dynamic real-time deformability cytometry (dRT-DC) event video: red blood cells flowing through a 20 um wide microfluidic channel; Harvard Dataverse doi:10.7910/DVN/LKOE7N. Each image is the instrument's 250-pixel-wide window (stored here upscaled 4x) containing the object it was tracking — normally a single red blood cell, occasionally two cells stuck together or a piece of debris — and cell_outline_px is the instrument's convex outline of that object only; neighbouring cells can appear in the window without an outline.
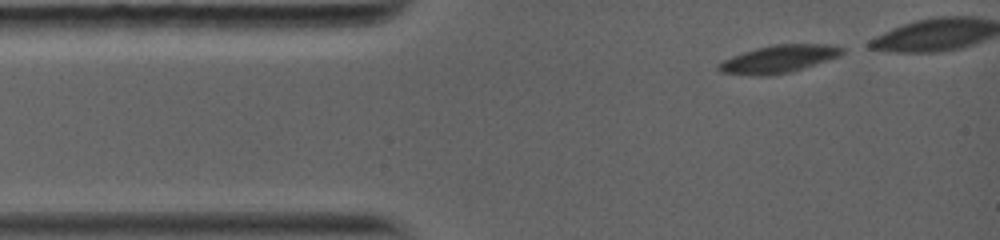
{"species": "common noctule bat (a hibernating species)", "species_latin": "Nyctalus noctula", "temperature_condition": "warm", "stored_images_in_passage": 37, "camera_frame_rate_fps": 5000, "um_per_image_px": 0.085, "animal": {"sex": "female", "body_mass_g": 19.0, "forearm_length_mm": 56.7}, "frame": {"image": 1, "passage_image": 1, "time_ms": 0.0, "image_size_px": [1000, 240], "cell_outline_px": [[844, 52], [840, 56], [792, 72], [768, 76], [752, 76], [720, 72], [716, 68], [716, 64], [732, 56], [756, 48], [772, 44], [832, 44], [844, 48]], "centroid_in_image_um": [66.18, 5.02], "position_along_channel_um": 18.8, "area_um2": 20.17}}
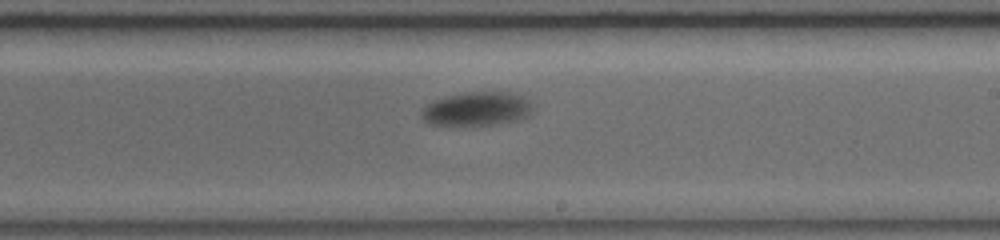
{"frame": {"image": 2, "passage_image": 19, "time_ms": 7.2, "image_size_px": [1000, 240], "cell_outline_px": [[532, 108], [528, 116], [516, 120], [500, 124], [432, 124], [424, 120], [420, 116], [420, 112], [432, 100], [464, 92], [508, 92], [524, 96], [528, 100]], "centroid_in_image_um": [40.54, 9.24], "position_along_channel_um": 248.5, "area_um2": 21.62}}
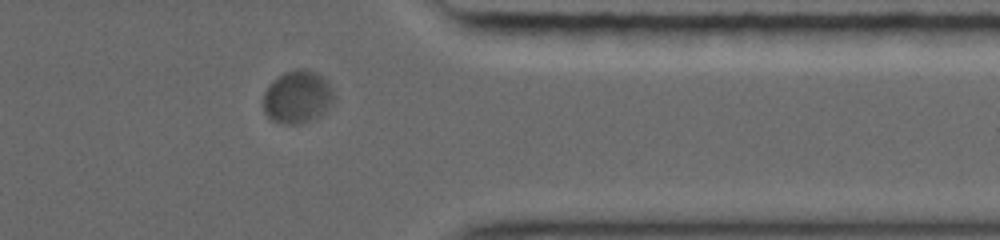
{"frame": {"image": 3, "passage_image": 32, "time_ms": 11.0, "image_size_px": [1000, 240], "cell_outline_px": [[336, 96], [332, 104], [316, 120], [300, 124], [284, 124], [272, 120], [264, 112], [264, 92], [268, 84], [272, 80], [284, 72], [296, 68], [308, 68], [316, 72], [328, 80]], "centroid_in_image_um": [25.32, 8.23], "position_along_channel_um": 386.1, "area_um2": 22.37}}